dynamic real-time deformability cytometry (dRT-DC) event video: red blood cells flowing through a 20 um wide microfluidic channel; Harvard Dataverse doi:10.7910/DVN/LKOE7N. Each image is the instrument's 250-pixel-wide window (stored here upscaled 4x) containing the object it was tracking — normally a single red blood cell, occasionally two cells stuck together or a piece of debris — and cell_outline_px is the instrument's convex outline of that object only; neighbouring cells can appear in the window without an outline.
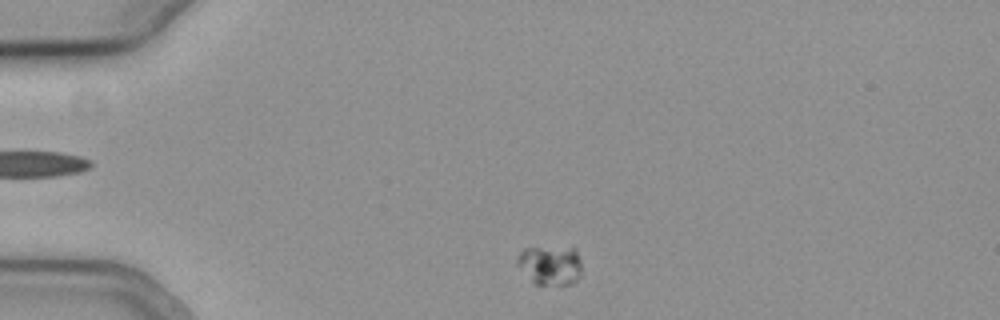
{"species": "common noctule bat (a hibernating species)", "species_latin": "Nyctalus noctula", "temperature_condition": "cold", "stored_images_in_passage": 46, "camera_frame_rate_fps": 3000, "um_per_image_px": 0.085, "animal": {"sex": "female", "body_mass_g": 19.3, "forearm_length_mm": 54.1}, "frame": {"image": 1, "passage_image": 2, "time_ms": 0.333, "image_size_px": [1000, 320], "cell_outline_px": [[580, 276], [572, 284], [532, 284], [516, 264], [516, 260], [520, 252], [524, 248], [576, 248], [580, 260]], "centroid_in_image_um": [46.74, 22.55], "position_along_channel_um": 38.3, "area_um2": 14.8}}
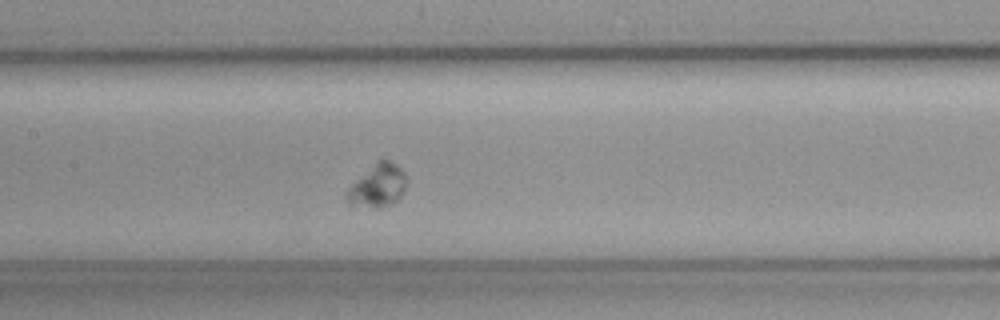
{"frame": {"image": 2, "passage_image": 17, "time_ms": 5.333, "image_size_px": [1000, 320], "cell_outline_px": [[404, 192], [392, 204], [380, 208], [376, 208], [348, 204], [344, 196], [344, 192], [356, 180], [380, 160], [388, 160], [396, 164], [404, 172]], "centroid_in_image_um": [32.06, 15.83], "position_along_channel_um": 175.3, "area_um2": 14.57}}
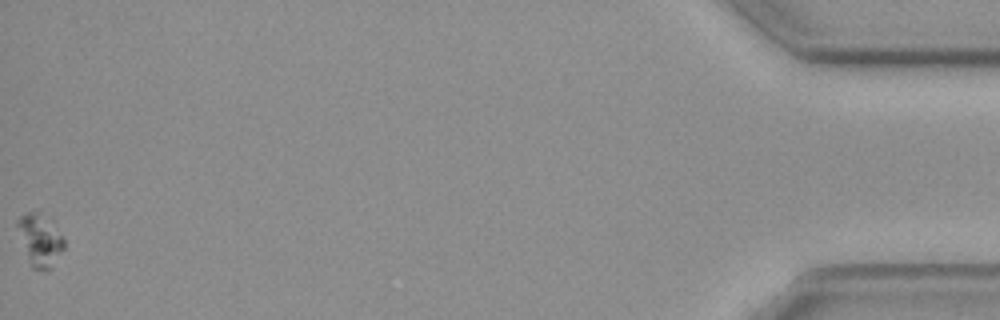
{"frame": {"image": 3, "passage_image": 46, "time_ms": 15.0, "image_size_px": [1000, 320], "cell_outline_px": [[64, 248], [52, 268], [48, 272], [44, 272], [32, 268], [28, 260], [16, 224], [16, 220], [24, 212], [36, 212], [52, 216], [64, 236]], "centroid_in_image_um": [3.45, 20.38], "position_along_channel_um": 431.8, "area_um2": 14.85}, "authors_computed_cell_mechanics": {"area_um2": 15.1436, "velocity_mm_per_s": 3.6653, "shape_relaxation_time_tau1_ms": 2.853, "shape_relaxation_time_tau2_ms": 1.1676, "deformation_change_tau1": 0.0443, "deformation_change_tau2": 0.0169}}